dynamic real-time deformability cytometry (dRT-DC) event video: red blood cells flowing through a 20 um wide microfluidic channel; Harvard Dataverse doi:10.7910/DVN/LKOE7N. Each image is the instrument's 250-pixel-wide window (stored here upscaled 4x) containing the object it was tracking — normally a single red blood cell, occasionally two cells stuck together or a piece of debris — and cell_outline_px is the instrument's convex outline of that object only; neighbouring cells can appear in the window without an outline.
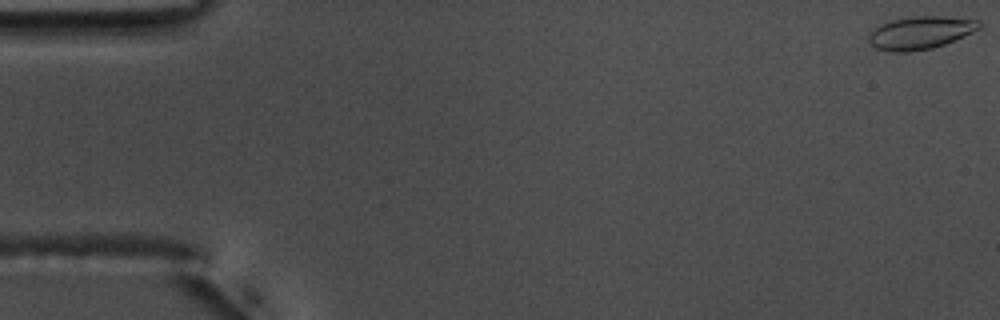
{"species": "common noctule bat (a hibernating species)", "species_latin": "Nyctalus noctula", "temperature_condition": "warm", "stored_images_in_passage": 55, "camera_frame_rate_fps": 3000, "um_per_image_px": 0.085, "animal": {"sex": "male", "body_mass_g": 17.5, "forearm_length_mm": 52.3}, "frame": {"image": 1, "passage_image": 1, "time_ms": 0.0, "image_size_px": [1000, 320], "cell_outline_px": [[984, 24], [980, 28], [972, 32], [944, 44], [932, 48], [908, 52], [888, 52], [876, 48], [868, 44], [868, 32], [880, 24], [892, 20], [912, 16], [944, 16], [980, 20]], "centroid_in_image_um": [78.2, 2.78], "position_along_channel_um": 6.8, "area_um2": 21.39}}
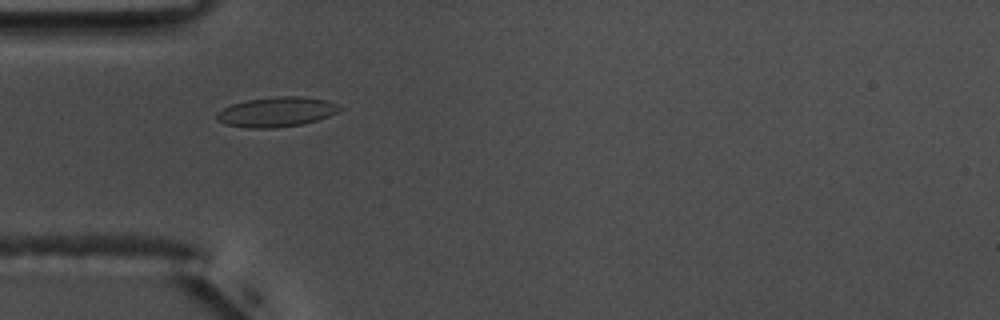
{"frame": {"image": 2, "passage_image": 17, "time_ms": 5.333, "image_size_px": [1000, 320], "cell_outline_px": [[344, 108], [328, 116], [304, 124], [276, 128], [252, 128], [224, 124], [216, 120], [216, 112], [232, 104], [248, 100], [276, 96], [300, 96], [324, 100], [336, 104]], "centroid_in_image_um": [23.48, 9.52], "position_along_channel_um": 61.5, "area_um2": 21.27}}
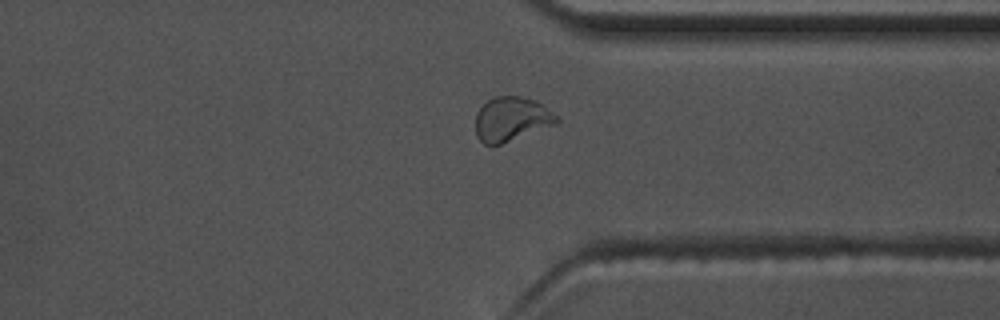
{"frame": {"image": 3, "passage_image": 42, "time_ms": 13.667, "image_size_px": [1000, 320], "cell_outline_px": [[560, 120], [556, 124], [500, 144], [484, 144], [476, 136], [476, 112], [488, 100], [496, 96], [520, 96], [536, 100], [544, 104]], "centroid_in_image_um": [43.48, 10.1], "position_along_channel_um": 367.9, "area_um2": 20.81}, "authors_computed_cell_mechanics": {"area_um2": 20.0566, "velocity_mm_per_s": 3.7109, "shape_relaxation_time_tau1_ms": 10.3311, "shape_relaxation_time_tau2_ms": 0.9587, "deformation_change_tau1": 0.2056, "deformation_change_tau2": 0.0625}}